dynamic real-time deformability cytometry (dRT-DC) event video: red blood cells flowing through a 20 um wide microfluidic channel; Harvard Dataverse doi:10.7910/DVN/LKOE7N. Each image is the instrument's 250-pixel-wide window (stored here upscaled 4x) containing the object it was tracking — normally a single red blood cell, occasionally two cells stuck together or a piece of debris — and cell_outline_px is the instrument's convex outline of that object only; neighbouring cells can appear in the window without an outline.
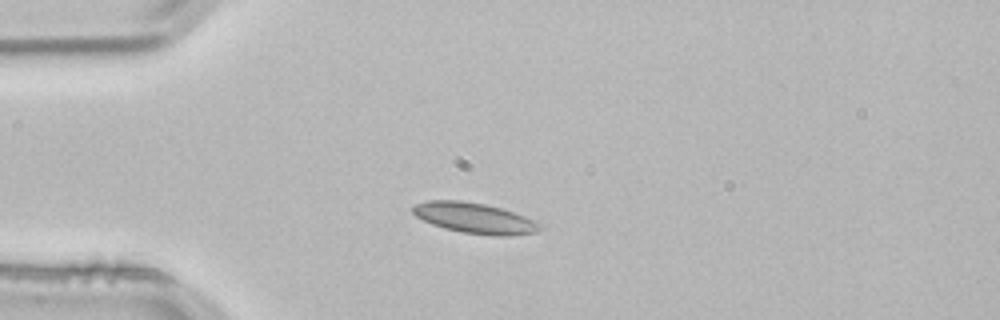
{"species": "common noctule bat (a hibernating species)", "species_latin": "Nyctalus noctula", "temperature_condition": "room temperature", "stored_images_in_passage": 2, "camera_frame_rate_fps": 3000, "um_per_image_px": 0.085, "animal": {"sex": "male", "body_mass_g": 21.5, "forearm_length_mm": 52.0}, "frame": {"image": 1, "passage_image": 2, "time_ms": 0.333, "image_size_px": [1000, 320], "cell_outline_px": [[540, 228], [536, 232], [512, 236], [492, 236], [464, 232], [444, 228], [432, 224], [416, 216], [412, 212], [412, 208], [416, 204], [428, 200], [460, 200], [484, 204], [500, 208], [524, 216], [540, 224]], "centroid_in_image_um": [40.32, 18.54], "position_along_channel_um": 44.7, "area_um2": 22.37}}